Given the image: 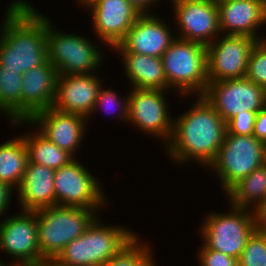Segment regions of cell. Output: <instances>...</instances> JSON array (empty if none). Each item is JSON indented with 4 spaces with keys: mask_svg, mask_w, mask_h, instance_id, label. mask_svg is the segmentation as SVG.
I'll return each instance as SVG.
<instances>
[{
    "mask_svg": "<svg viewBox=\"0 0 266 266\" xmlns=\"http://www.w3.org/2000/svg\"><path fill=\"white\" fill-rule=\"evenodd\" d=\"M0 32V65L24 74L43 65L47 54V18L26 0L6 7Z\"/></svg>",
    "mask_w": 266,
    "mask_h": 266,
    "instance_id": "1",
    "label": "cell"
},
{
    "mask_svg": "<svg viewBox=\"0 0 266 266\" xmlns=\"http://www.w3.org/2000/svg\"><path fill=\"white\" fill-rule=\"evenodd\" d=\"M2 264H6L5 262H3V259L0 260V266H1Z\"/></svg>",
    "mask_w": 266,
    "mask_h": 266,
    "instance_id": "40",
    "label": "cell"
},
{
    "mask_svg": "<svg viewBox=\"0 0 266 266\" xmlns=\"http://www.w3.org/2000/svg\"><path fill=\"white\" fill-rule=\"evenodd\" d=\"M23 135L28 151V162L47 166L53 170L68 164L75 157L49 141L38 130Z\"/></svg>",
    "mask_w": 266,
    "mask_h": 266,
    "instance_id": "25",
    "label": "cell"
},
{
    "mask_svg": "<svg viewBox=\"0 0 266 266\" xmlns=\"http://www.w3.org/2000/svg\"><path fill=\"white\" fill-rule=\"evenodd\" d=\"M103 87L105 86H102L99 90L91 115H93L97 109L99 110L100 107L101 110L104 109L102 111L109 112V110H111L114 106L117 108L114 109L117 111L116 118H120V120H124L126 123H128L129 94L125 95L126 98L123 96L122 99L119 95H117L118 93H116L114 89H104Z\"/></svg>",
    "mask_w": 266,
    "mask_h": 266,
    "instance_id": "30",
    "label": "cell"
},
{
    "mask_svg": "<svg viewBox=\"0 0 266 266\" xmlns=\"http://www.w3.org/2000/svg\"><path fill=\"white\" fill-rule=\"evenodd\" d=\"M141 14L152 13L150 8L154 6L156 2L160 0H128ZM152 6V7H151Z\"/></svg>",
    "mask_w": 266,
    "mask_h": 266,
    "instance_id": "35",
    "label": "cell"
},
{
    "mask_svg": "<svg viewBox=\"0 0 266 266\" xmlns=\"http://www.w3.org/2000/svg\"><path fill=\"white\" fill-rule=\"evenodd\" d=\"M13 262L11 263H8V264H2L1 266H28V265H15V264H12Z\"/></svg>",
    "mask_w": 266,
    "mask_h": 266,
    "instance_id": "39",
    "label": "cell"
},
{
    "mask_svg": "<svg viewBox=\"0 0 266 266\" xmlns=\"http://www.w3.org/2000/svg\"><path fill=\"white\" fill-rule=\"evenodd\" d=\"M255 214L258 228L266 229V199L263 204L256 210Z\"/></svg>",
    "mask_w": 266,
    "mask_h": 266,
    "instance_id": "36",
    "label": "cell"
},
{
    "mask_svg": "<svg viewBox=\"0 0 266 266\" xmlns=\"http://www.w3.org/2000/svg\"><path fill=\"white\" fill-rule=\"evenodd\" d=\"M161 60L169 90L174 88L185 98L204 95L209 82L206 46L176 37Z\"/></svg>",
    "mask_w": 266,
    "mask_h": 266,
    "instance_id": "4",
    "label": "cell"
},
{
    "mask_svg": "<svg viewBox=\"0 0 266 266\" xmlns=\"http://www.w3.org/2000/svg\"><path fill=\"white\" fill-rule=\"evenodd\" d=\"M199 266H240L239 258L207 248L204 244L198 249Z\"/></svg>",
    "mask_w": 266,
    "mask_h": 266,
    "instance_id": "31",
    "label": "cell"
},
{
    "mask_svg": "<svg viewBox=\"0 0 266 266\" xmlns=\"http://www.w3.org/2000/svg\"><path fill=\"white\" fill-rule=\"evenodd\" d=\"M4 219V220H3ZM0 222V252L15 265L37 266L42 260L35 211L22 210Z\"/></svg>",
    "mask_w": 266,
    "mask_h": 266,
    "instance_id": "12",
    "label": "cell"
},
{
    "mask_svg": "<svg viewBox=\"0 0 266 266\" xmlns=\"http://www.w3.org/2000/svg\"><path fill=\"white\" fill-rule=\"evenodd\" d=\"M100 211L101 209L59 205L36 210L42 258H56L69 242L85 232Z\"/></svg>",
    "mask_w": 266,
    "mask_h": 266,
    "instance_id": "5",
    "label": "cell"
},
{
    "mask_svg": "<svg viewBox=\"0 0 266 266\" xmlns=\"http://www.w3.org/2000/svg\"><path fill=\"white\" fill-rule=\"evenodd\" d=\"M176 37L208 46L221 35L216 0H171ZM175 9V10H174Z\"/></svg>",
    "mask_w": 266,
    "mask_h": 266,
    "instance_id": "14",
    "label": "cell"
},
{
    "mask_svg": "<svg viewBox=\"0 0 266 266\" xmlns=\"http://www.w3.org/2000/svg\"><path fill=\"white\" fill-rule=\"evenodd\" d=\"M195 99L188 111L175 117L172 137L165 149L173 163L194 161L207 168L224 142L226 122L204 96Z\"/></svg>",
    "mask_w": 266,
    "mask_h": 266,
    "instance_id": "2",
    "label": "cell"
},
{
    "mask_svg": "<svg viewBox=\"0 0 266 266\" xmlns=\"http://www.w3.org/2000/svg\"><path fill=\"white\" fill-rule=\"evenodd\" d=\"M224 194L229 205L256 212L266 199V164L252 171Z\"/></svg>",
    "mask_w": 266,
    "mask_h": 266,
    "instance_id": "23",
    "label": "cell"
},
{
    "mask_svg": "<svg viewBox=\"0 0 266 266\" xmlns=\"http://www.w3.org/2000/svg\"><path fill=\"white\" fill-rule=\"evenodd\" d=\"M12 188L9 184L0 181V217L7 213L9 206L11 207L10 203H12Z\"/></svg>",
    "mask_w": 266,
    "mask_h": 266,
    "instance_id": "34",
    "label": "cell"
},
{
    "mask_svg": "<svg viewBox=\"0 0 266 266\" xmlns=\"http://www.w3.org/2000/svg\"><path fill=\"white\" fill-rule=\"evenodd\" d=\"M257 113L245 111L243 114H236L226 123L227 132L234 135H253Z\"/></svg>",
    "mask_w": 266,
    "mask_h": 266,
    "instance_id": "32",
    "label": "cell"
},
{
    "mask_svg": "<svg viewBox=\"0 0 266 266\" xmlns=\"http://www.w3.org/2000/svg\"><path fill=\"white\" fill-rule=\"evenodd\" d=\"M37 266H68L59 262L56 258L43 259Z\"/></svg>",
    "mask_w": 266,
    "mask_h": 266,
    "instance_id": "37",
    "label": "cell"
},
{
    "mask_svg": "<svg viewBox=\"0 0 266 266\" xmlns=\"http://www.w3.org/2000/svg\"><path fill=\"white\" fill-rule=\"evenodd\" d=\"M88 9L96 35L111 50L141 15L128 0H97Z\"/></svg>",
    "mask_w": 266,
    "mask_h": 266,
    "instance_id": "16",
    "label": "cell"
},
{
    "mask_svg": "<svg viewBox=\"0 0 266 266\" xmlns=\"http://www.w3.org/2000/svg\"><path fill=\"white\" fill-rule=\"evenodd\" d=\"M55 28L47 17L48 61L57 69L58 75L96 74L104 62V53L96 43L77 33H64Z\"/></svg>",
    "mask_w": 266,
    "mask_h": 266,
    "instance_id": "8",
    "label": "cell"
},
{
    "mask_svg": "<svg viewBox=\"0 0 266 266\" xmlns=\"http://www.w3.org/2000/svg\"><path fill=\"white\" fill-rule=\"evenodd\" d=\"M203 96L226 123L238 113L258 112L266 105V89L246 77L208 82Z\"/></svg>",
    "mask_w": 266,
    "mask_h": 266,
    "instance_id": "11",
    "label": "cell"
},
{
    "mask_svg": "<svg viewBox=\"0 0 266 266\" xmlns=\"http://www.w3.org/2000/svg\"><path fill=\"white\" fill-rule=\"evenodd\" d=\"M28 161V151L23 135L1 143L0 181L16 190L23 179Z\"/></svg>",
    "mask_w": 266,
    "mask_h": 266,
    "instance_id": "24",
    "label": "cell"
},
{
    "mask_svg": "<svg viewBox=\"0 0 266 266\" xmlns=\"http://www.w3.org/2000/svg\"><path fill=\"white\" fill-rule=\"evenodd\" d=\"M57 78L58 71L48 60L23 74L22 120H29L38 111L52 107Z\"/></svg>",
    "mask_w": 266,
    "mask_h": 266,
    "instance_id": "20",
    "label": "cell"
},
{
    "mask_svg": "<svg viewBox=\"0 0 266 266\" xmlns=\"http://www.w3.org/2000/svg\"><path fill=\"white\" fill-rule=\"evenodd\" d=\"M245 77L266 89V40L257 41L252 47Z\"/></svg>",
    "mask_w": 266,
    "mask_h": 266,
    "instance_id": "29",
    "label": "cell"
},
{
    "mask_svg": "<svg viewBox=\"0 0 266 266\" xmlns=\"http://www.w3.org/2000/svg\"><path fill=\"white\" fill-rule=\"evenodd\" d=\"M56 205L102 209L110 205L101 183L85 165L75 158L55 170Z\"/></svg>",
    "mask_w": 266,
    "mask_h": 266,
    "instance_id": "9",
    "label": "cell"
},
{
    "mask_svg": "<svg viewBox=\"0 0 266 266\" xmlns=\"http://www.w3.org/2000/svg\"><path fill=\"white\" fill-rule=\"evenodd\" d=\"M78 1H79L78 4H81L82 7L84 6L85 9L87 8V10H88V8H89L92 4H94L97 0H77V2H78Z\"/></svg>",
    "mask_w": 266,
    "mask_h": 266,
    "instance_id": "38",
    "label": "cell"
},
{
    "mask_svg": "<svg viewBox=\"0 0 266 266\" xmlns=\"http://www.w3.org/2000/svg\"><path fill=\"white\" fill-rule=\"evenodd\" d=\"M226 213H208L201 226L203 244L239 258L249 237L258 228L255 211L228 205Z\"/></svg>",
    "mask_w": 266,
    "mask_h": 266,
    "instance_id": "7",
    "label": "cell"
},
{
    "mask_svg": "<svg viewBox=\"0 0 266 266\" xmlns=\"http://www.w3.org/2000/svg\"><path fill=\"white\" fill-rule=\"evenodd\" d=\"M143 243L144 241L136 235L103 266H157L152 247L150 244Z\"/></svg>",
    "mask_w": 266,
    "mask_h": 266,
    "instance_id": "27",
    "label": "cell"
},
{
    "mask_svg": "<svg viewBox=\"0 0 266 266\" xmlns=\"http://www.w3.org/2000/svg\"><path fill=\"white\" fill-rule=\"evenodd\" d=\"M240 266H266V229L257 228L239 257Z\"/></svg>",
    "mask_w": 266,
    "mask_h": 266,
    "instance_id": "28",
    "label": "cell"
},
{
    "mask_svg": "<svg viewBox=\"0 0 266 266\" xmlns=\"http://www.w3.org/2000/svg\"><path fill=\"white\" fill-rule=\"evenodd\" d=\"M99 215L77 239L69 242L56 259L68 266H103L136 235L124 226L105 225Z\"/></svg>",
    "mask_w": 266,
    "mask_h": 266,
    "instance_id": "3",
    "label": "cell"
},
{
    "mask_svg": "<svg viewBox=\"0 0 266 266\" xmlns=\"http://www.w3.org/2000/svg\"><path fill=\"white\" fill-rule=\"evenodd\" d=\"M23 75L0 65V112L10 122L22 120Z\"/></svg>",
    "mask_w": 266,
    "mask_h": 266,
    "instance_id": "26",
    "label": "cell"
},
{
    "mask_svg": "<svg viewBox=\"0 0 266 266\" xmlns=\"http://www.w3.org/2000/svg\"><path fill=\"white\" fill-rule=\"evenodd\" d=\"M12 123L27 126L30 124L31 128H34V125L49 141L74 157L83 143L84 135L87 134L88 119L79 114L63 113L49 107L38 111L29 120Z\"/></svg>",
    "mask_w": 266,
    "mask_h": 266,
    "instance_id": "15",
    "label": "cell"
},
{
    "mask_svg": "<svg viewBox=\"0 0 266 266\" xmlns=\"http://www.w3.org/2000/svg\"><path fill=\"white\" fill-rule=\"evenodd\" d=\"M94 73L58 75L52 108L89 119L102 83Z\"/></svg>",
    "mask_w": 266,
    "mask_h": 266,
    "instance_id": "18",
    "label": "cell"
},
{
    "mask_svg": "<svg viewBox=\"0 0 266 266\" xmlns=\"http://www.w3.org/2000/svg\"><path fill=\"white\" fill-rule=\"evenodd\" d=\"M152 14H141L124 39L112 50L160 57L168 49L173 36L170 24Z\"/></svg>",
    "mask_w": 266,
    "mask_h": 266,
    "instance_id": "17",
    "label": "cell"
},
{
    "mask_svg": "<svg viewBox=\"0 0 266 266\" xmlns=\"http://www.w3.org/2000/svg\"><path fill=\"white\" fill-rule=\"evenodd\" d=\"M129 91L128 123L164 141H170L174 117L171 118L167 103V90L131 88Z\"/></svg>",
    "mask_w": 266,
    "mask_h": 266,
    "instance_id": "10",
    "label": "cell"
},
{
    "mask_svg": "<svg viewBox=\"0 0 266 266\" xmlns=\"http://www.w3.org/2000/svg\"><path fill=\"white\" fill-rule=\"evenodd\" d=\"M256 42L249 36L222 34L206 46L209 82L244 78L250 51Z\"/></svg>",
    "mask_w": 266,
    "mask_h": 266,
    "instance_id": "13",
    "label": "cell"
},
{
    "mask_svg": "<svg viewBox=\"0 0 266 266\" xmlns=\"http://www.w3.org/2000/svg\"><path fill=\"white\" fill-rule=\"evenodd\" d=\"M253 136L266 144V105L256 115Z\"/></svg>",
    "mask_w": 266,
    "mask_h": 266,
    "instance_id": "33",
    "label": "cell"
},
{
    "mask_svg": "<svg viewBox=\"0 0 266 266\" xmlns=\"http://www.w3.org/2000/svg\"><path fill=\"white\" fill-rule=\"evenodd\" d=\"M54 177L55 170L28 162L23 179L16 189L22 211H36L56 205Z\"/></svg>",
    "mask_w": 266,
    "mask_h": 266,
    "instance_id": "21",
    "label": "cell"
},
{
    "mask_svg": "<svg viewBox=\"0 0 266 266\" xmlns=\"http://www.w3.org/2000/svg\"><path fill=\"white\" fill-rule=\"evenodd\" d=\"M216 3L221 35H243L257 41L266 40V36L259 37L257 32L266 24V0H220Z\"/></svg>",
    "mask_w": 266,
    "mask_h": 266,
    "instance_id": "19",
    "label": "cell"
},
{
    "mask_svg": "<svg viewBox=\"0 0 266 266\" xmlns=\"http://www.w3.org/2000/svg\"><path fill=\"white\" fill-rule=\"evenodd\" d=\"M266 164V144L253 135H234L226 131L224 142L212 164L207 168L217 173L226 193L238 181Z\"/></svg>",
    "mask_w": 266,
    "mask_h": 266,
    "instance_id": "6",
    "label": "cell"
},
{
    "mask_svg": "<svg viewBox=\"0 0 266 266\" xmlns=\"http://www.w3.org/2000/svg\"><path fill=\"white\" fill-rule=\"evenodd\" d=\"M122 57L131 88L168 90L167 78L160 57L131 52H116ZM121 55H120V54Z\"/></svg>",
    "mask_w": 266,
    "mask_h": 266,
    "instance_id": "22",
    "label": "cell"
}]
</instances>
